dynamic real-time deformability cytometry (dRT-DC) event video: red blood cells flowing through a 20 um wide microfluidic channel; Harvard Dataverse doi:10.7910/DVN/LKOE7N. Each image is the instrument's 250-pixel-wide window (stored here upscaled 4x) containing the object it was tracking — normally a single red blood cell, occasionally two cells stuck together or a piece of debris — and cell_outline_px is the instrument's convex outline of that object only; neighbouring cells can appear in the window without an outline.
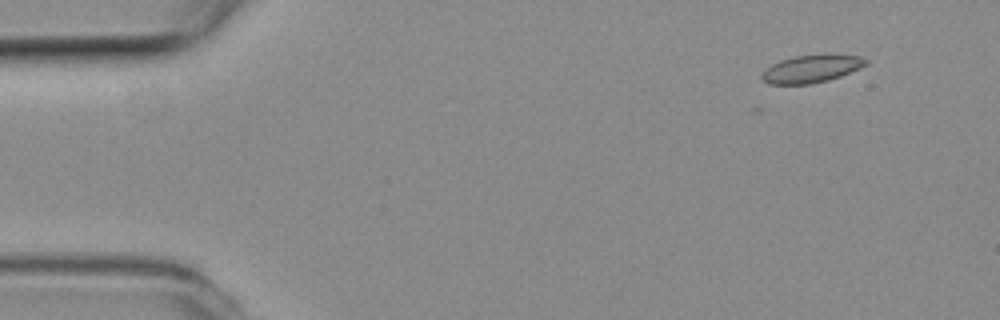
{"species": "common noctule bat (a hibernating species)", "species_latin": "Nyctalus noctula", "temperature_condition": "room temperature", "stored_images_in_passage": 50, "camera_frame_rate_fps": 3000, "um_per_image_px": 0.085, "animal": {"sex": "female", "body_mass_g": 19.3, "forearm_length_mm": 54.1}, "frame": {"image": 1, "passage_image": 1, "time_ms": 0.0, "image_size_px": [1000, 320], "cell_outline_px": [[868, 64], [860, 68], [840, 76], [828, 80], [812, 84], [768, 84], [760, 76], [760, 72], [764, 68], [780, 60], [796, 56], [860, 56], [868, 60]], "centroid_in_image_um": [68.9, 5.88], "position_along_channel_um": 16.1, "area_um2": 16.42}}
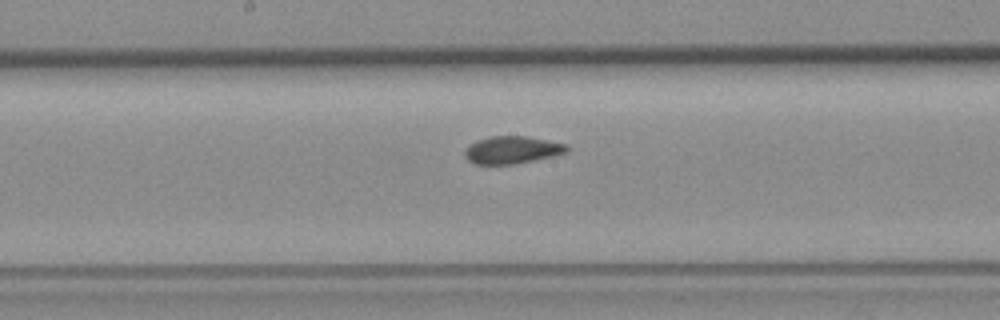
{"frame": {"image": 2, "passage_image": 24, "time_ms": 7.667, "image_size_px": [1000, 320], "cell_outline_px": [[568, 152], [552, 156], [512, 164], [476, 164], [468, 160], [464, 156], [464, 152], [476, 140], [492, 136], [528, 136], [568, 144]], "centroid_in_image_um": [43.55, 12.73], "position_along_channel_um": 204.7, "area_um2": 16.18}}
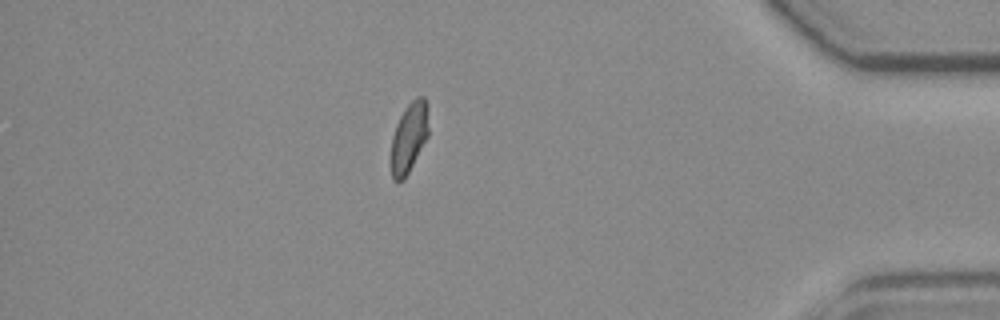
{"frame": {"image": 3, "passage_image": 43, "time_ms": 14.0, "image_size_px": [1000, 320], "cell_outline_px": [[428, 136], [404, 180], [392, 180], [392, 136], [396, 124], [404, 108], [416, 96], [424, 96], [428, 104]], "centroid_in_image_um": [34.79, 11.62], "position_along_channel_um": 400.4, "area_um2": 15.26}}